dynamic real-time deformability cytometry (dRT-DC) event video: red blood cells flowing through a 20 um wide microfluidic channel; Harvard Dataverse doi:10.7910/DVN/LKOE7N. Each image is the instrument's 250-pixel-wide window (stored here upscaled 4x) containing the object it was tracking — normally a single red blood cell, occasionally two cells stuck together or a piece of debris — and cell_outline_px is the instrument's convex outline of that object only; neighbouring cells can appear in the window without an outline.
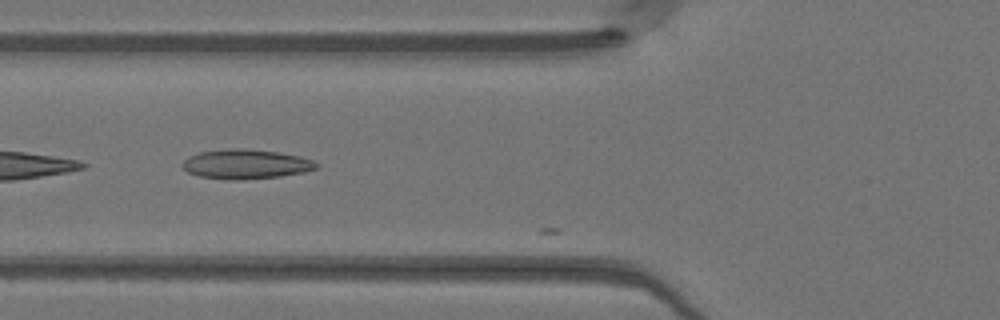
{"species": "Egyptian fruit bat (a non-hibernating species)", "species_latin": "Rousettus aegyptiacus", "temperature_condition": "warm", "stored_images_in_passage": 5, "camera_frame_rate_fps": 3000, "um_per_image_px": 0.085, "animal": {"sex": "female"}, "frame": {"image": 1, "passage_image": 3, "time_ms": 0.667, "image_size_px": [1000, 320], "cell_outline_px": [[320, 164], [316, 168], [304, 172], [280, 176], [244, 180], [232, 180], [200, 176], [188, 172], [180, 164], [188, 156], [200, 152], [232, 148], [244, 148], [280, 152], [300, 156], [312, 160]], "centroid_in_image_um": [20.9, 13.95], "position_along_channel_um": 104.9, "area_um2": 23.12}}